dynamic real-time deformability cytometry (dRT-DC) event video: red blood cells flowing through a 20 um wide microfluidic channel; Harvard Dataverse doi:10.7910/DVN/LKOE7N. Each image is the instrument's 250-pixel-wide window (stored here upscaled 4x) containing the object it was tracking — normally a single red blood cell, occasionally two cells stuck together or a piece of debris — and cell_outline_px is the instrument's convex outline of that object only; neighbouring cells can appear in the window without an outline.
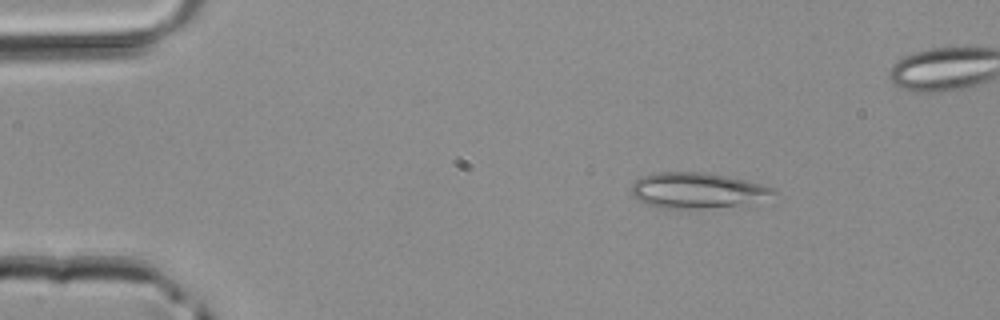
{"species": "common noctule bat (a hibernating species)", "species_latin": "Nyctalus noctula", "temperature_condition": "room temperature", "stored_images_in_passage": 3, "camera_frame_rate_fps": 3000, "um_per_image_px": 0.085, "animal": {"sex": "male", "body_mass_g": 20.4}, "frame": {"image": 1, "passage_image": 1, "time_ms": 0.0, "image_size_px": [1000, 320], "cell_outline_px": [[776, 192], [736, 204], [676, 212], [648, 204], [632, 196], [632, 184], [640, 176], [652, 172], [704, 172], [732, 176], [764, 184], [772, 188]], "centroid_in_image_um": [59.1, 16.17], "position_along_channel_um": 25.9, "area_um2": 29.42}}
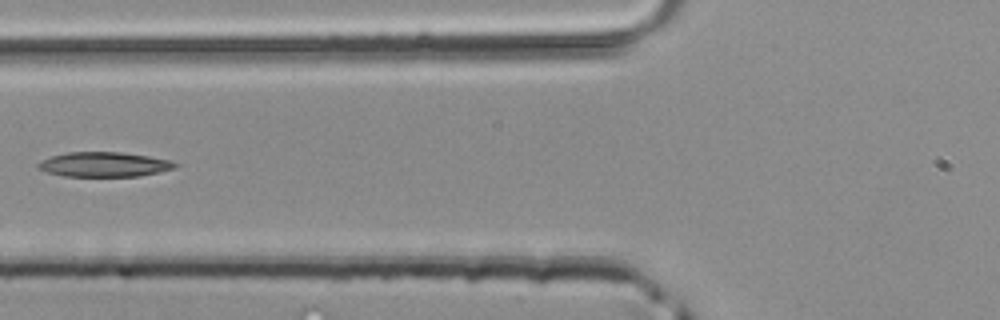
{"frame": {"image": 2, "passage_image": 3, "time_ms": 0.667, "image_size_px": [1000, 320], "cell_outline_px": [[180, 164], [176, 168], [160, 172], [140, 176], [64, 176], [48, 172], [36, 168], [36, 164], [40, 160], [52, 156], [68, 152], [120, 152], [148, 156], [172, 160]], "centroid_in_image_um": [8.88, 13.98], "position_along_channel_um": 116.9, "area_um2": 19.88}}